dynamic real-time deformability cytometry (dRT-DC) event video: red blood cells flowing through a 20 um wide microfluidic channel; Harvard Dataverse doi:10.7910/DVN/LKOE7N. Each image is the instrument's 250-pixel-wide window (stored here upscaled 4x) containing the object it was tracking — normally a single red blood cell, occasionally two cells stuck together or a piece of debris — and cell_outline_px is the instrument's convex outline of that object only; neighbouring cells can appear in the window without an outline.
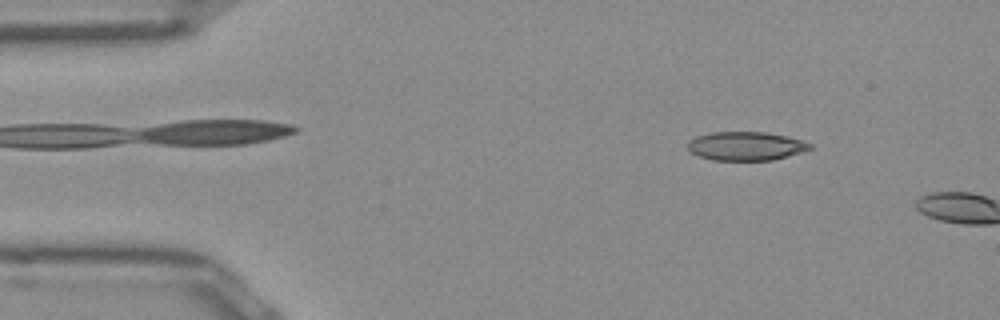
{"species": "Egyptian fruit bat (a non-hibernating species)", "species_latin": "Rousettus aegyptiacus", "temperature_condition": "room temperature", "stored_images_in_passage": 9, "camera_frame_rate_fps": 3000, "um_per_image_px": 0.085, "frame": {"image": 1, "passage_image": 6, "time_ms": 1.667, "image_size_px": [1000, 320], "cell_outline_px": [[812, 148], [800, 152], [772, 160], [712, 160], [688, 152], [688, 140], [696, 136], [712, 132], [764, 132], [784, 136], [800, 140], [812, 144]], "centroid_in_image_um": [63.33, 12.41], "position_along_channel_um": 21.7, "area_um2": 20.29}}